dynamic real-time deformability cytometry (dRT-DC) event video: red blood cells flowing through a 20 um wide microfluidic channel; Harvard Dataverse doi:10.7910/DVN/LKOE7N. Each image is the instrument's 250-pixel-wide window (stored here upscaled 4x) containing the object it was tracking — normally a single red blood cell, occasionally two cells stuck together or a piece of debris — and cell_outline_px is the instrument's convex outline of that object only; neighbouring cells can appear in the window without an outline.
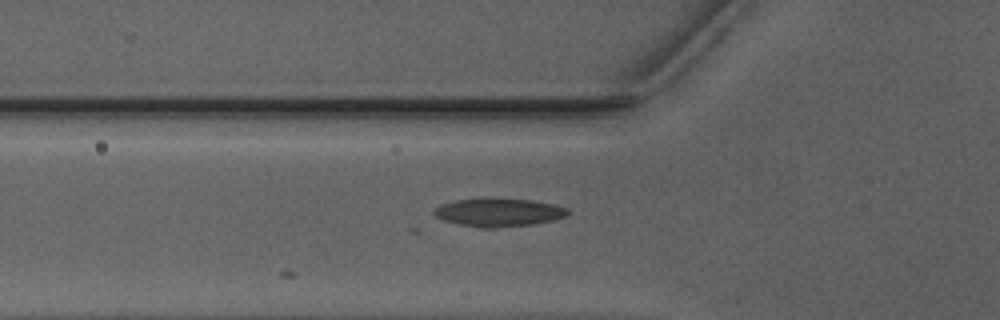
{"species": "Egyptian fruit bat (a non-hibernating species)", "species_latin": "Rousettus aegyptiacus", "temperature_condition": "warm", "stored_images_in_passage": 20, "camera_frame_rate_fps": 3000, "um_per_image_px": 0.085, "animal": {"sex": "male"}, "frame": {"image": 1, "passage_image": 2, "time_ms": 0.333, "image_size_px": [1000, 320], "cell_outline_px": [[568, 216], [556, 220], [532, 224], [496, 228], [480, 228], [460, 224], [444, 220], [436, 216], [432, 212], [432, 208], [440, 204], [456, 200], [484, 196], [492, 196], [532, 200], [556, 204], [568, 208]], "centroid_in_image_um": [42.39, 18.02], "position_along_channel_um": 83.4, "area_um2": 22.89}}